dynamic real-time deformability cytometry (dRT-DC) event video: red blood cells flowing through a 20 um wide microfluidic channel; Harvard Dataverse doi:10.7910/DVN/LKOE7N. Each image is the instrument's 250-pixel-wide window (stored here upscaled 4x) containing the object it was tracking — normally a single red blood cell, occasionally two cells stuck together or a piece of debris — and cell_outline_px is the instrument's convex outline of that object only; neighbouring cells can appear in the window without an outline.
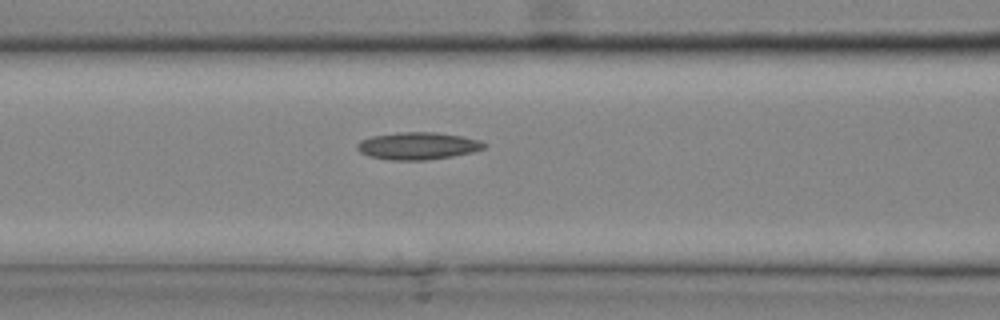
{"species": "common noctule bat (a hibernating species)", "species_latin": "Nyctalus noctula", "temperature_condition": "cold", "stored_images_in_passage": 29, "camera_frame_rate_fps": 3000, "um_per_image_px": 0.085, "animal": {"sex": "male", "body_mass_g": 20.4}, "frame": {"image": 1, "passage_image": 13, "time_ms": 4.0, "image_size_px": [1000, 320], "cell_outline_px": [[488, 144], [484, 148], [472, 152], [452, 156], [424, 160], [392, 160], [372, 156], [360, 152], [356, 148], [356, 144], [360, 140], [372, 136], [400, 132], [436, 132], [460, 136], [480, 140]], "centroid_in_image_um": [35.52, 12.39], "position_along_channel_um": 131.1, "area_um2": 20.06}}